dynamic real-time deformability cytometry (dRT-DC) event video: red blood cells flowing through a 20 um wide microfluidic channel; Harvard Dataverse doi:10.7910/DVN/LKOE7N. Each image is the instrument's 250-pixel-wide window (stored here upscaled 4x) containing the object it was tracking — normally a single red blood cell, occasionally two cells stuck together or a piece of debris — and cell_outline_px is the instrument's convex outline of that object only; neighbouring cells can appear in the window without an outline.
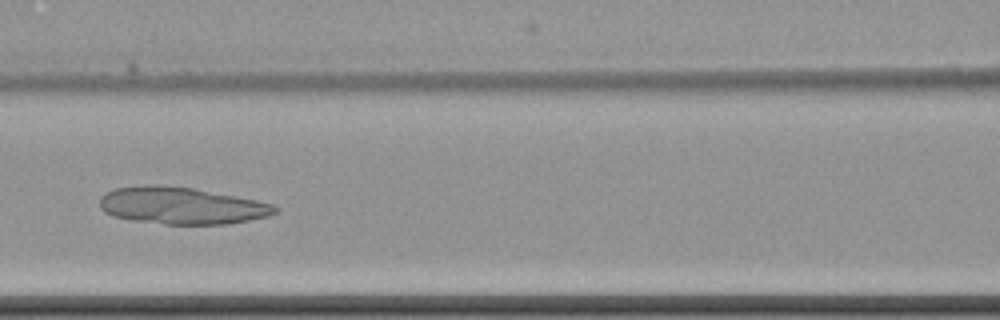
{"species": "common noctule bat (a hibernating species)", "species_latin": "Nyctalus noctula", "temperature_condition": "cold", "stored_images_in_passage": 9, "camera_frame_rate_fps": 3000, "um_per_image_px": 0.085, "animal": {"sex": "female", "body_mass_g": 22.7, "forearm_length_mm": 54.2}, "frame": {"image": 1, "passage_image": 6, "time_ms": 6.0, "image_size_px": [1000, 320], "cell_outline_px": [[280, 208], [276, 212], [268, 216], [248, 220], [224, 224], [164, 224], [132, 220], [112, 216], [104, 212], [100, 208], [100, 196], [104, 192], [116, 188], [148, 184], [156, 184], [192, 188], [236, 196], [256, 200], [272, 204]], "centroid_in_image_um": [15.38, 17.47], "position_along_channel_um": 151.2, "area_um2": 37.8}}
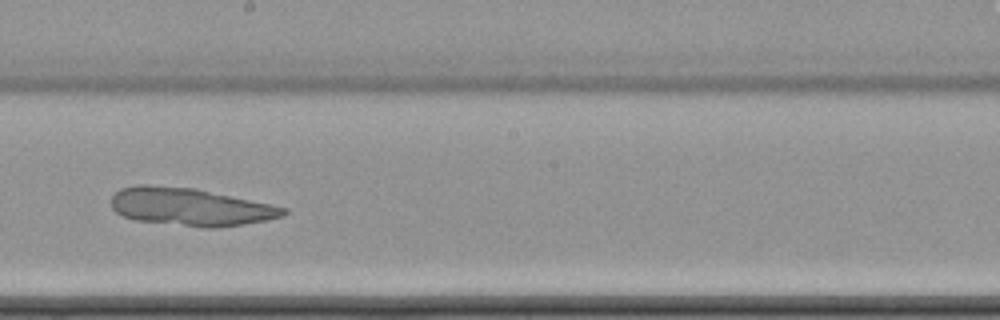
{"frame": {"image": 2, "passage_image": 8, "time_ms": 8.333, "image_size_px": [1000, 320], "cell_outline_px": [[288, 212], [284, 216], [268, 220], [244, 224], [216, 228], [204, 228], [136, 220], [124, 216], [116, 212], [112, 208], [112, 196], [120, 188], [136, 184], [148, 184], [196, 188], [288, 208]], "centroid_in_image_um": [16.18, 17.58], "position_along_channel_um": 232.0, "area_um2": 38.09}}
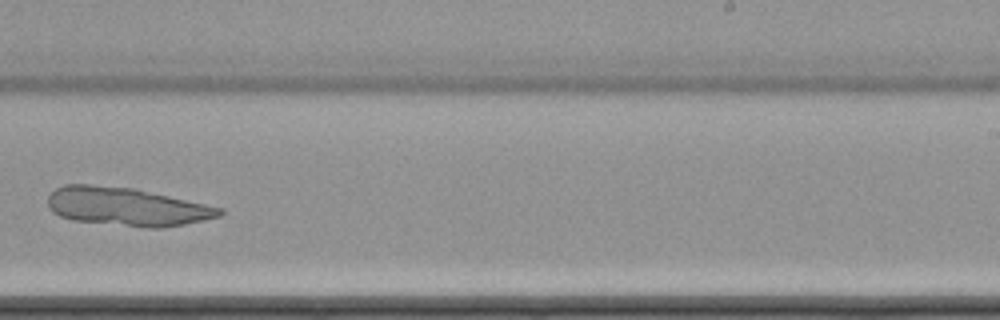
{"frame": {"image": 3, "passage_image": 9, "time_ms": 9.667, "image_size_px": [1000, 320], "cell_outline_px": [[224, 212], [220, 216], [204, 220], [184, 224], [160, 228], [144, 228], [72, 220], [60, 216], [52, 212], [48, 208], [48, 196], [56, 188], [64, 184], [88, 184], [136, 188], [224, 208]], "centroid_in_image_um": [10.77, 17.56], "position_along_channel_um": 278.2, "area_um2": 38.73}}